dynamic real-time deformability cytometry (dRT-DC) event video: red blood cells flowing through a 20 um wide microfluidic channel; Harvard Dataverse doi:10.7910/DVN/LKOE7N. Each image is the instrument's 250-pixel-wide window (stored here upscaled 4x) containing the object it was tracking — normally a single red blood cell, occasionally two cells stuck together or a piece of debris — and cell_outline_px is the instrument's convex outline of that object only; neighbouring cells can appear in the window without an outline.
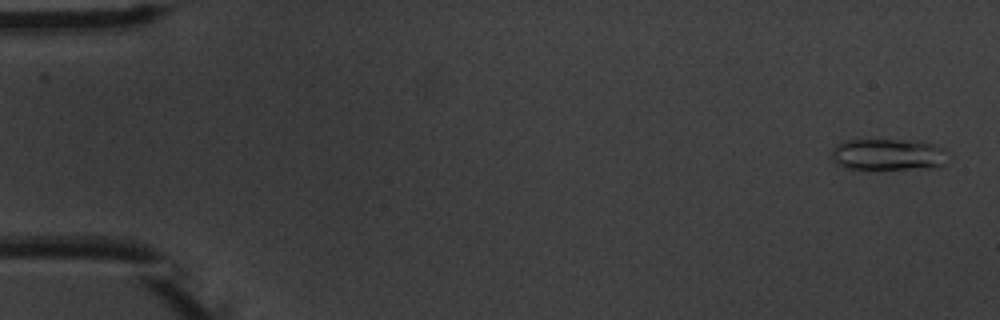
{"species": "common noctule bat (a hibernating species)", "species_latin": "Nyctalus noctula", "temperature_condition": "warm", "stored_images_in_passage": 5, "camera_frame_rate_fps": 3000, "um_per_image_px": 0.085, "animal": {"sex": "male", "body_mass_g": 20.1, "forearm_length_mm": 53.5}, "frame": {"image": 1, "passage_image": 1, "time_ms": 0.0, "image_size_px": [1000, 320], "cell_outline_px": [[952, 156], [940, 168], [840, 168], [828, 156], [832, 148], [836, 144], [844, 140], [916, 140], [932, 144], [944, 148]], "centroid_in_image_um": [75.5, 13.13], "position_along_channel_um": 9.5, "area_um2": 21.96}}